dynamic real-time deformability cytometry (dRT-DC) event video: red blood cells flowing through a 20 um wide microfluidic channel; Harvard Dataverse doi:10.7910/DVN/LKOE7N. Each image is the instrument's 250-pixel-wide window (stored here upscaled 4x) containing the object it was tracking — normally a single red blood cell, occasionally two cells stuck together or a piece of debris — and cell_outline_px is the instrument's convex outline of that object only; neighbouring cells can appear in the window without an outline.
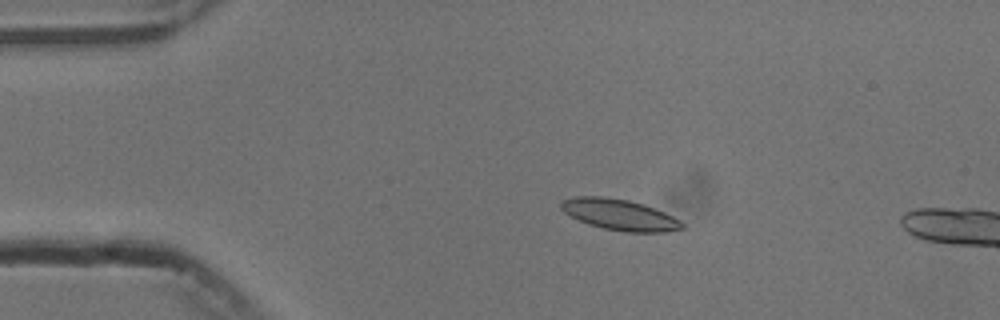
{"species": "common noctule bat (a hibernating species)", "species_latin": "Nyctalus noctula", "temperature_condition": "cold", "stored_images_in_passage": 15, "camera_frame_rate_fps": 3000, "um_per_image_px": 0.085, "animal": {"sex": "male", "body_mass_g": 13.3}, "frame": {"image": 1, "passage_image": 11, "time_ms": 3.333, "image_size_px": [1000, 320], "cell_outline_px": [[684, 228], [668, 232], [624, 232], [604, 228], [588, 224], [564, 212], [560, 208], [560, 200], [576, 196], [604, 196], [628, 200], [644, 204], [664, 212], [680, 220], [684, 224]], "centroid_in_image_um": [52.66, 18.24], "position_along_channel_um": 32.3, "area_um2": 21.91}}